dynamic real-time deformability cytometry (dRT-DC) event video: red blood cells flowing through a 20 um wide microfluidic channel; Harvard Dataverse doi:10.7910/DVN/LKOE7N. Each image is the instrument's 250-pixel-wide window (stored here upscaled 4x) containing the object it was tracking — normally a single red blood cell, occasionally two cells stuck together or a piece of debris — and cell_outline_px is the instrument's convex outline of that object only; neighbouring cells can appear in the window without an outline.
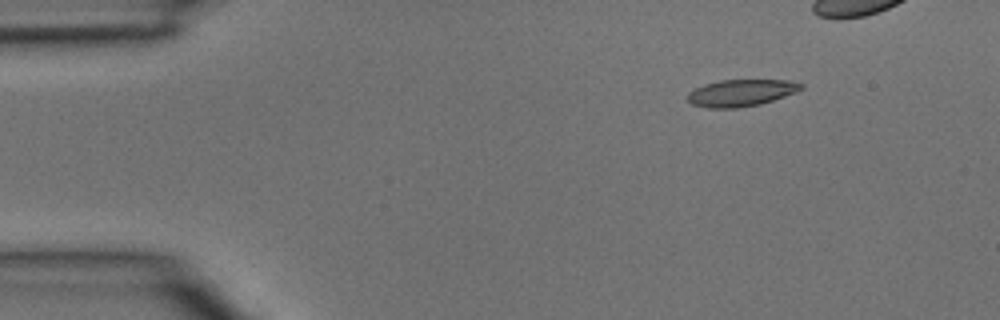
{"species": "common noctule bat (a hibernating species)", "species_latin": "Nyctalus noctula", "temperature_condition": "room temperature", "stored_images_in_passage": 4, "camera_frame_rate_fps": 3000, "um_per_image_px": 0.085, "animal": {"sex": "male", "body_mass_g": 15.6}, "frame": {"image": 1, "passage_image": 1, "time_ms": 0.0, "image_size_px": [1000, 320], "cell_outline_px": [[804, 88], [784, 96], [760, 104], [736, 108], [708, 108], [692, 104], [688, 100], [688, 92], [704, 84], [720, 80], [788, 80], [804, 84]], "centroid_in_image_um": [62.98, 7.89], "position_along_channel_um": 22.0, "area_um2": 17.63}}